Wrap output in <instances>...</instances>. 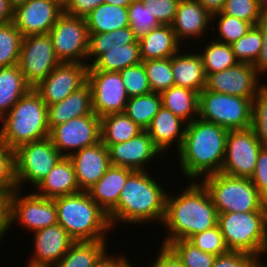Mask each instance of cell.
<instances>
[{
  "mask_svg": "<svg viewBox=\"0 0 267 267\" xmlns=\"http://www.w3.org/2000/svg\"><path fill=\"white\" fill-rule=\"evenodd\" d=\"M167 193L165 216L162 225L169 231L163 245L179 239L187 240L192 235L217 225L218 213L208 189L202 182L191 184L180 195Z\"/></svg>",
  "mask_w": 267,
  "mask_h": 267,
  "instance_id": "1",
  "label": "cell"
},
{
  "mask_svg": "<svg viewBox=\"0 0 267 267\" xmlns=\"http://www.w3.org/2000/svg\"><path fill=\"white\" fill-rule=\"evenodd\" d=\"M228 132L200 118L187 123L182 146L177 151L181 173L187 180L200 181V177L221 172Z\"/></svg>",
  "mask_w": 267,
  "mask_h": 267,
  "instance_id": "2",
  "label": "cell"
},
{
  "mask_svg": "<svg viewBox=\"0 0 267 267\" xmlns=\"http://www.w3.org/2000/svg\"><path fill=\"white\" fill-rule=\"evenodd\" d=\"M149 173L134 171L126 180L117 207L108 215L112 229L117 223L137 225L160 221L165 216L166 189Z\"/></svg>",
  "mask_w": 267,
  "mask_h": 267,
  "instance_id": "3",
  "label": "cell"
},
{
  "mask_svg": "<svg viewBox=\"0 0 267 267\" xmlns=\"http://www.w3.org/2000/svg\"><path fill=\"white\" fill-rule=\"evenodd\" d=\"M57 221L75 241L106 240L112 229L108 214L90 197L80 191L54 199Z\"/></svg>",
  "mask_w": 267,
  "mask_h": 267,
  "instance_id": "4",
  "label": "cell"
},
{
  "mask_svg": "<svg viewBox=\"0 0 267 267\" xmlns=\"http://www.w3.org/2000/svg\"><path fill=\"white\" fill-rule=\"evenodd\" d=\"M47 105L31 88L0 120V140L13 151L21 145L49 137Z\"/></svg>",
  "mask_w": 267,
  "mask_h": 267,
  "instance_id": "5",
  "label": "cell"
},
{
  "mask_svg": "<svg viewBox=\"0 0 267 267\" xmlns=\"http://www.w3.org/2000/svg\"><path fill=\"white\" fill-rule=\"evenodd\" d=\"M217 224L229 251L267 255V210L220 213Z\"/></svg>",
  "mask_w": 267,
  "mask_h": 267,
  "instance_id": "6",
  "label": "cell"
},
{
  "mask_svg": "<svg viewBox=\"0 0 267 267\" xmlns=\"http://www.w3.org/2000/svg\"><path fill=\"white\" fill-rule=\"evenodd\" d=\"M200 181L208 189L217 213L267 210V201L250 178L234 177L222 172Z\"/></svg>",
  "mask_w": 267,
  "mask_h": 267,
  "instance_id": "7",
  "label": "cell"
},
{
  "mask_svg": "<svg viewBox=\"0 0 267 267\" xmlns=\"http://www.w3.org/2000/svg\"><path fill=\"white\" fill-rule=\"evenodd\" d=\"M206 90L199 93L198 118L228 130L246 129L252 124V100Z\"/></svg>",
  "mask_w": 267,
  "mask_h": 267,
  "instance_id": "8",
  "label": "cell"
},
{
  "mask_svg": "<svg viewBox=\"0 0 267 267\" xmlns=\"http://www.w3.org/2000/svg\"><path fill=\"white\" fill-rule=\"evenodd\" d=\"M62 157L49 137L21 145L14 150L17 189L22 190L25 182L36 187Z\"/></svg>",
  "mask_w": 267,
  "mask_h": 267,
  "instance_id": "9",
  "label": "cell"
},
{
  "mask_svg": "<svg viewBox=\"0 0 267 267\" xmlns=\"http://www.w3.org/2000/svg\"><path fill=\"white\" fill-rule=\"evenodd\" d=\"M49 35L60 62L87 64L90 35L85 18L63 12Z\"/></svg>",
  "mask_w": 267,
  "mask_h": 267,
  "instance_id": "10",
  "label": "cell"
},
{
  "mask_svg": "<svg viewBox=\"0 0 267 267\" xmlns=\"http://www.w3.org/2000/svg\"><path fill=\"white\" fill-rule=\"evenodd\" d=\"M60 63L49 34L23 37L18 66L25 81L32 88L44 80Z\"/></svg>",
  "mask_w": 267,
  "mask_h": 267,
  "instance_id": "11",
  "label": "cell"
},
{
  "mask_svg": "<svg viewBox=\"0 0 267 267\" xmlns=\"http://www.w3.org/2000/svg\"><path fill=\"white\" fill-rule=\"evenodd\" d=\"M261 148L251 127L229 130L221 172L229 176L251 178Z\"/></svg>",
  "mask_w": 267,
  "mask_h": 267,
  "instance_id": "12",
  "label": "cell"
},
{
  "mask_svg": "<svg viewBox=\"0 0 267 267\" xmlns=\"http://www.w3.org/2000/svg\"><path fill=\"white\" fill-rule=\"evenodd\" d=\"M49 138L64 157H69L70 154L101 141L100 118L95 113L73 118L54 126Z\"/></svg>",
  "mask_w": 267,
  "mask_h": 267,
  "instance_id": "13",
  "label": "cell"
},
{
  "mask_svg": "<svg viewBox=\"0 0 267 267\" xmlns=\"http://www.w3.org/2000/svg\"><path fill=\"white\" fill-rule=\"evenodd\" d=\"M87 82L91 87L93 112L99 118L125 111L129 96L119 72L88 71Z\"/></svg>",
  "mask_w": 267,
  "mask_h": 267,
  "instance_id": "14",
  "label": "cell"
},
{
  "mask_svg": "<svg viewBox=\"0 0 267 267\" xmlns=\"http://www.w3.org/2000/svg\"><path fill=\"white\" fill-rule=\"evenodd\" d=\"M17 221L32 233L57 224V209L54 199H47L35 192L22 196L21 190L16 189L11 197V225Z\"/></svg>",
  "mask_w": 267,
  "mask_h": 267,
  "instance_id": "15",
  "label": "cell"
},
{
  "mask_svg": "<svg viewBox=\"0 0 267 267\" xmlns=\"http://www.w3.org/2000/svg\"><path fill=\"white\" fill-rule=\"evenodd\" d=\"M88 64L61 62L34 90L49 106L68 97L87 82Z\"/></svg>",
  "mask_w": 267,
  "mask_h": 267,
  "instance_id": "16",
  "label": "cell"
},
{
  "mask_svg": "<svg viewBox=\"0 0 267 267\" xmlns=\"http://www.w3.org/2000/svg\"><path fill=\"white\" fill-rule=\"evenodd\" d=\"M206 76L205 89L217 93L254 98L263 87L259 84L256 68L247 63H237L228 69Z\"/></svg>",
  "mask_w": 267,
  "mask_h": 267,
  "instance_id": "17",
  "label": "cell"
},
{
  "mask_svg": "<svg viewBox=\"0 0 267 267\" xmlns=\"http://www.w3.org/2000/svg\"><path fill=\"white\" fill-rule=\"evenodd\" d=\"M63 13L54 0H29L13 9V23L22 36L49 34Z\"/></svg>",
  "mask_w": 267,
  "mask_h": 267,
  "instance_id": "18",
  "label": "cell"
},
{
  "mask_svg": "<svg viewBox=\"0 0 267 267\" xmlns=\"http://www.w3.org/2000/svg\"><path fill=\"white\" fill-rule=\"evenodd\" d=\"M110 164L134 171H145L146 163L164 155L154 145L150 135L143 130L132 139L108 147ZM145 165V166H144Z\"/></svg>",
  "mask_w": 267,
  "mask_h": 267,
  "instance_id": "19",
  "label": "cell"
},
{
  "mask_svg": "<svg viewBox=\"0 0 267 267\" xmlns=\"http://www.w3.org/2000/svg\"><path fill=\"white\" fill-rule=\"evenodd\" d=\"M34 253L28 262L33 267H54L75 242L58 223L34 232Z\"/></svg>",
  "mask_w": 267,
  "mask_h": 267,
  "instance_id": "20",
  "label": "cell"
},
{
  "mask_svg": "<svg viewBox=\"0 0 267 267\" xmlns=\"http://www.w3.org/2000/svg\"><path fill=\"white\" fill-rule=\"evenodd\" d=\"M81 191L92 187L111 166L108 148L100 141L69 156Z\"/></svg>",
  "mask_w": 267,
  "mask_h": 267,
  "instance_id": "21",
  "label": "cell"
},
{
  "mask_svg": "<svg viewBox=\"0 0 267 267\" xmlns=\"http://www.w3.org/2000/svg\"><path fill=\"white\" fill-rule=\"evenodd\" d=\"M211 22L212 15L197 0H180L171 26L176 39L182 42L204 36Z\"/></svg>",
  "mask_w": 267,
  "mask_h": 267,
  "instance_id": "22",
  "label": "cell"
},
{
  "mask_svg": "<svg viewBox=\"0 0 267 267\" xmlns=\"http://www.w3.org/2000/svg\"><path fill=\"white\" fill-rule=\"evenodd\" d=\"M186 127L187 122L162 106L146 131L154 145L165 155L169 147L174 144L173 142L176 144L177 151L181 148Z\"/></svg>",
  "mask_w": 267,
  "mask_h": 267,
  "instance_id": "23",
  "label": "cell"
},
{
  "mask_svg": "<svg viewBox=\"0 0 267 267\" xmlns=\"http://www.w3.org/2000/svg\"><path fill=\"white\" fill-rule=\"evenodd\" d=\"M134 170L111 165L87 192L109 215L116 207L127 178Z\"/></svg>",
  "mask_w": 267,
  "mask_h": 267,
  "instance_id": "24",
  "label": "cell"
},
{
  "mask_svg": "<svg viewBox=\"0 0 267 267\" xmlns=\"http://www.w3.org/2000/svg\"><path fill=\"white\" fill-rule=\"evenodd\" d=\"M94 113L92 108L91 87L86 82L61 102L47 106L48 126L50 130L73 118Z\"/></svg>",
  "mask_w": 267,
  "mask_h": 267,
  "instance_id": "25",
  "label": "cell"
},
{
  "mask_svg": "<svg viewBox=\"0 0 267 267\" xmlns=\"http://www.w3.org/2000/svg\"><path fill=\"white\" fill-rule=\"evenodd\" d=\"M36 188L39 190L35 193L47 199H55L80 192L70 158L63 156Z\"/></svg>",
  "mask_w": 267,
  "mask_h": 267,
  "instance_id": "26",
  "label": "cell"
},
{
  "mask_svg": "<svg viewBox=\"0 0 267 267\" xmlns=\"http://www.w3.org/2000/svg\"><path fill=\"white\" fill-rule=\"evenodd\" d=\"M179 50L171 57L175 86L185 87L200 93L206 85V74L200 54Z\"/></svg>",
  "mask_w": 267,
  "mask_h": 267,
  "instance_id": "27",
  "label": "cell"
},
{
  "mask_svg": "<svg viewBox=\"0 0 267 267\" xmlns=\"http://www.w3.org/2000/svg\"><path fill=\"white\" fill-rule=\"evenodd\" d=\"M142 61L165 59L179 51L181 44L171 25H160L138 38Z\"/></svg>",
  "mask_w": 267,
  "mask_h": 267,
  "instance_id": "28",
  "label": "cell"
},
{
  "mask_svg": "<svg viewBox=\"0 0 267 267\" xmlns=\"http://www.w3.org/2000/svg\"><path fill=\"white\" fill-rule=\"evenodd\" d=\"M31 88L18 64L0 67V120Z\"/></svg>",
  "mask_w": 267,
  "mask_h": 267,
  "instance_id": "29",
  "label": "cell"
},
{
  "mask_svg": "<svg viewBox=\"0 0 267 267\" xmlns=\"http://www.w3.org/2000/svg\"><path fill=\"white\" fill-rule=\"evenodd\" d=\"M89 34L113 32L130 26L128 8L103 3L85 17Z\"/></svg>",
  "mask_w": 267,
  "mask_h": 267,
  "instance_id": "30",
  "label": "cell"
},
{
  "mask_svg": "<svg viewBox=\"0 0 267 267\" xmlns=\"http://www.w3.org/2000/svg\"><path fill=\"white\" fill-rule=\"evenodd\" d=\"M161 97L163 107L185 122L190 123L198 118V92L185 87L172 86L163 91Z\"/></svg>",
  "mask_w": 267,
  "mask_h": 267,
  "instance_id": "31",
  "label": "cell"
},
{
  "mask_svg": "<svg viewBox=\"0 0 267 267\" xmlns=\"http://www.w3.org/2000/svg\"><path fill=\"white\" fill-rule=\"evenodd\" d=\"M142 131L143 129L124 112L113 113L100 118L101 142L107 148L110 145L128 141Z\"/></svg>",
  "mask_w": 267,
  "mask_h": 267,
  "instance_id": "32",
  "label": "cell"
},
{
  "mask_svg": "<svg viewBox=\"0 0 267 267\" xmlns=\"http://www.w3.org/2000/svg\"><path fill=\"white\" fill-rule=\"evenodd\" d=\"M106 240L74 242L54 267H95L107 253Z\"/></svg>",
  "mask_w": 267,
  "mask_h": 267,
  "instance_id": "33",
  "label": "cell"
},
{
  "mask_svg": "<svg viewBox=\"0 0 267 267\" xmlns=\"http://www.w3.org/2000/svg\"><path fill=\"white\" fill-rule=\"evenodd\" d=\"M140 46L138 40L135 43L121 46L120 48L109 49L102 54L91 66L88 71H115L140 64Z\"/></svg>",
  "mask_w": 267,
  "mask_h": 267,
  "instance_id": "34",
  "label": "cell"
},
{
  "mask_svg": "<svg viewBox=\"0 0 267 267\" xmlns=\"http://www.w3.org/2000/svg\"><path fill=\"white\" fill-rule=\"evenodd\" d=\"M89 35V51L87 56V59L89 58L91 61V63H87L89 66H91L102 54L108 52L109 49L120 48L121 46L135 43L138 40L130 26L113 32Z\"/></svg>",
  "mask_w": 267,
  "mask_h": 267,
  "instance_id": "35",
  "label": "cell"
},
{
  "mask_svg": "<svg viewBox=\"0 0 267 267\" xmlns=\"http://www.w3.org/2000/svg\"><path fill=\"white\" fill-rule=\"evenodd\" d=\"M162 106L161 94L151 92L146 95L129 98L124 113L135 124L146 130Z\"/></svg>",
  "mask_w": 267,
  "mask_h": 267,
  "instance_id": "36",
  "label": "cell"
},
{
  "mask_svg": "<svg viewBox=\"0 0 267 267\" xmlns=\"http://www.w3.org/2000/svg\"><path fill=\"white\" fill-rule=\"evenodd\" d=\"M204 47L205 49L200 53V56L206 75L223 71L239 63L235 58L231 44L211 40Z\"/></svg>",
  "mask_w": 267,
  "mask_h": 267,
  "instance_id": "37",
  "label": "cell"
},
{
  "mask_svg": "<svg viewBox=\"0 0 267 267\" xmlns=\"http://www.w3.org/2000/svg\"><path fill=\"white\" fill-rule=\"evenodd\" d=\"M22 39L13 22L0 24V67L18 64Z\"/></svg>",
  "mask_w": 267,
  "mask_h": 267,
  "instance_id": "38",
  "label": "cell"
},
{
  "mask_svg": "<svg viewBox=\"0 0 267 267\" xmlns=\"http://www.w3.org/2000/svg\"><path fill=\"white\" fill-rule=\"evenodd\" d=\"M142 63L152 92L161 94L163 91L175 86L171 57L142 61Z\"/></svg>",
  "mask_w": 267,
  "mask_h": 267,
  "instance_id": "39",
  "label": "cell"
},
{
  "mask_svg": "<svg viewBox=\"0 0 267 267\" xmlns=\"http://www.w3.org/2000/svg\"><path fill=\"white\" fill-rule=\"evenodd\" d=\"M233 53L239 63L254 65L263 47L261 36V21L239 40L231 44Z\"/></svg>",
  "mask_w": 267,
  "mask_h": 267,
  "instance_id": "40",
  "label": "cell"
},
{
  "mask_svg": "<svg viewBox=\"0 0 267 267\" xmlns=\"http://www.w3.org/2000/svg\"><path fill=\"white\" fill-rule=\"evenodd\" d=\"M216 20V27H212V29L218 30V38L215 37L214 40L232 44L233 42L239 40L248 31L252 28V24L247 21L240 20L231 15L227 14H214L212 15V22Z\"/></svg>",
  "mask_w": 267,
  "mask_h": 267,
  "instance_id": "41",
  "label": "cell"
},
{
  "mask_svg": "<svg viewBox=\"0 0 267 267\" xmlns=\"http://www.w3.org/2000/svg\"><path fill=\"white\" fill-rule=\"evenodd\" d=\"M168 246L181 259L184 267H212L216 258V255L203 252L184 239L172 241Z\"/></svg>",
  "mask_w": 267,
  "mask_h": 267,
  "instance_id": "42",
  "label": "cell"
},
{
  "mask_svg": "<svg viewBox=\"0 0 267 267\" xmlns=\"http://www.w3.org/2000/svg\"><path fill=\"white\" fill-rule=\"evenodd\" d=\"M259 143L267 148V83L252 100V124Z\"/></svg>",
  "mask_w": 267,
  "mask_h": 267,
  "instance_id": "43",
  "label": "cell"
},
{
  "mask_svg": "<svg viewBox=\"0 0 267 267\" xmlns=\"http://www.w3.org/2000/svg\"><path fill=\"white\" fill-rule=\"evenodd\" d=\"M129 98L151 93L143 63L126 67L119 71Z\"/></svg>",
  "mask_w": 267,
  "mask_h": 267,
  "instance_id": "44",
  "label": "cell"
},
{
  "mask_svg": "<svg viewBox=\"0 0 267 267\" xmlns=\"http://www.w3.org/2000/svg\"><path fill=\"white\" fill-rule=\"evenodd\" d=\"M187 241L203 252L216 256L229 251L218 224L211 229L192 235Z\"/></svg>",
  "mask_w": 267,
  "mask_h": 267,
  "instance_id": "45",
  "label": "cell"
},
{
  "mask_svg": "<svg viewBox=\"0 0 267 267\" xmlns=\"http://www.w3.org/2000/svg\"><path fill=\"white\" fill-rule=\"evenodd\" d=\"M130 27L137 38L160 24L141 0H135L128 6Z\"/></svg>",
  "mask_w": 267,
  "mask_h": 267,
  "instance_id": "46",
  "label": "cell"
},
{
  "mask_svg": "<svg viewBox=\"0 0 267 267\" xmlns=\"http://www.w3.org/2000/svg\"><path fill=\"white\" fill-rule=\"evenodd\" d=\"M217 14L231 15L250 22L253 26L266 17L259 9L256 0H226L222 11Z\"/></svg>",
  "mask_w": 267,
  "mask_h": 267,
  "instance_id": "47",
  "label": "cell"
},
{
  "mask_svg": "<svg viewBox=\"0 0 267 267\" xmlns=\"http://www.w3.org/2000/svg\"><path fill=\"white\" fill-rule=\"evenodd\" d=\"M16 189L14 151L0 140V190Z\"/></svg>",
  "mask_w": 267,
  "mask_h": 267,
  "instance_id": "48",
  "label": "cell"
},
{
  "mask_svg": "<svg viewBox=\"0 0 267 267\" xmlns=\"http://www.w3.org/2000/svg\"><path fill=\"white\" fill-rule=\"evenodd\" d=\"M252 254L240 251H228L216 256L212 267H266L264 261Z\"/></svg>",
  "mask_w": 267,
  "mask_h": 267,
  "instance_id": "49",
  "label": "cell"
},
{
  "mask_svg": "<svg viewBox=\"0 0 267 267\" xmlns=\"http://www.w3.org/2000/svg\"><path fill=\"white\" fill-rule=\"evenodd\" d=\"M160 25H171L180 0H141Z\"/></svg>",
  "mask_w": 267,
  "mask_h": 267,
  "instance_id": "50",
  "label": "cell"
},
{
  "mask_svg": "<svg viewBox=\"0 0 267 267\" xmlns=\"http://www.w3.org/2000/svg\"><path fill=\"white\" fill-rule=\"evenodd\" d=\"M250 179L260 195L267 201V148L262 147L259 151L256 167Z\"/></svg>",
  "mask_w": 267,
  "mask_h": 267,
  "instance_id": "51",
  "label": "cell"
},
{
  "mask_svg": "<svg viewBox=\"0 0 267 267\" xmlns=\"http://www.w3.org/2000/svg\"><path fill=\"white\" fill-rule=\"evenodd\" d=\"M105 3V0H70L63 12L76 17L85 18L92 10Z\"/></svg>",
  "mask_w": 267,
  "mask_h": 267,
  "instance_id": "52",
  "label": "cell"
},
{
  "mask_svg": "<svg viewBox=\"0 0 267 267\" xmlns=\"http://www.w3.org/2000/svg\"><path fill=\"white\" fill-rule=\"evenodd\" d=\"M13 192L9 190H0V243L4 236L7 235L10 222V212H11V197Z\"/></svg>",
  "mask_w": 267,
  "mask_h": 267,
  "instance_id": "53",
  "label": "cell"
},
{
  "mask_svg": "<svg viewBox=\"0 0 267 267\" xmlns=\"http://www.w3.org/2000/svg\"><path fill=\"white\" fill-rule=\"evenodd\" d=\"M150 267H184V265L168 245L162 244L158 256L155 258V262Z\"/></svg>",
  "mask_w": 267,
  "mask_h": 267,
  "instance_id": "54",
  "label": "cell"
},
{
  "mask_svg": "<svg viewBox=\"0 0 267 267\" xmlns=\"http://www.w3.org/2000/svg\"><path fill=\"white\" fill-rule=\"evenodd\" d=\"M261 36L263 47L253 66L256 68L259 75H264L265 72L267 74V16L261 21Z\"/></svg>",
  "mask_w": 267,
  "mask_h": 267,
  "instance_id": "55",
  "label": "cell"
},
{
  "mask_svg": "<svg viewBox=\"0 0 267 267\" xmlns=\"http://www.w3.org/2000/svg\"><path fill=\"white\" fill-rule=\"evenodd\" d=\"M95 267H133L131 262L128 261L125 255L118 256L117 258L113 255L106 253L101 260L96 264Z\"/></svg>",
  "mask_w": 267,
  "mask_h": 267,
  "instance_id": "56",
  "label": "cell"
},
{
  "mask_svg": "<svg viewBox=\"0 0 267 267\" xmlns=\"http://www.w3.org/2000/svg\"><path fill=\"white\" fill-rule=\"evenodd\" d=\"M211 15L220 13L226 0H197Z\"/></svg>",
  "mask_w": 267,
  "mask_h": 267,
  "instance_id": "57",
  "label": "cell"
},
{
  "mask_svg": "<svg viewBox=\"0 0 267 267\" xmlns=\"http://www.w3.org/2000/svg\"><path fill=\"white\" fill-rule=\"evenodd\" d=\"M13 21V8L8 0H0V24H6Z\"/></svg>",
  "mask_w": 267,
  "mask_h": 267,
  "instance_id": "58",
  "label": "cell"
},
{
  "mask_svg": "<svg viewBox=\"0 0 267 267\" xmlns=\"http://www.w3.org/2000/svg\"><path fill=\"white\" fill-rule=\"evenodd\" d=\"M134 1L135 0H105V3L128 8V6Z\"/></svg>",
  "mask_w": 267,
  "mask_h": 267,
  "instance_id": "59",
  "label": "cell"
},
{
  "mask_svg": "<svg viewBox=\"0 0 267 267\" xmlns=\"http://www.w3.org/2000/svg\"><path fill=\"white\" fill-rule=\"evenodd\" d=\"M259 9L267 16V0H256Z\"/></svg>",
  "mask_w": 267,
  "mask_h": 267,
  "instance_id": "60",
  "label": "cell"
},
{
  "mask_svg": "<svg viewBox=\"0 0 267 267\" xmlns=\"http://www.w3.org/2000/svg\"><path fill=\"white\" fill-rule=\"evenodd\" d=\"M29 0H8L10 6L14 9L16 6L26 3Z\"/></svg>",
  "mask_w": 267,
  "mask_h": 267,
  "instance_id": "61",
  "label": "cell"
},
{
  "mask_svg": "<svg viewBox=\"0 0 267 267\" xmlns=\"http://www.w3.org/2000/svg\"><path fill=\"white\" fill-rule=\"evenodd\" d=\"M61 8H65L70 0H54Z\"/></svg>",
  "mask_w": 267,
  "mask_h": 267,
  "instance_id": "62",
  "label": "cell"
}]
</instances>
